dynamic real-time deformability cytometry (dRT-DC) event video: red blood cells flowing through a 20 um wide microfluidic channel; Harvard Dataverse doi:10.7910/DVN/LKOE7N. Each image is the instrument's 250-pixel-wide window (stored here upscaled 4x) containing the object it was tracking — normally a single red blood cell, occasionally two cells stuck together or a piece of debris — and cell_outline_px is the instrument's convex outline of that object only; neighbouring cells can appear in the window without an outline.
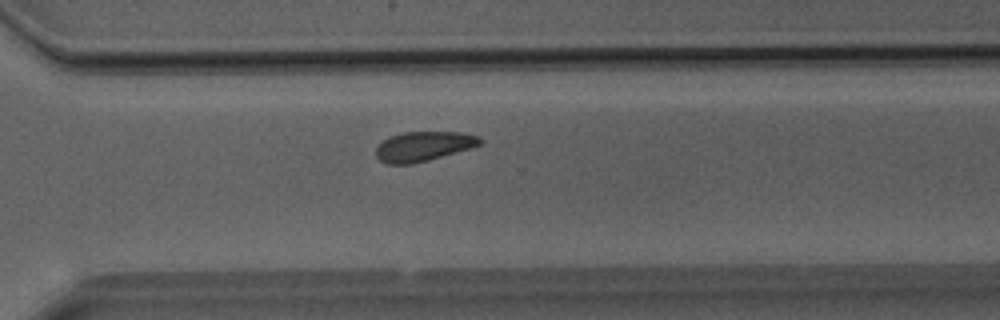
{"species": "Egyptian fruit bat (a non-hibernating species)", "species_latin": "Rousettus aegyptiacus", "temperature_condition": "room temperature", "stored_images_in_passage": 28, "camera_frame_rate_fps": 3000, "um_per_image_px": 0.085, "animal": {"sex": "male"}, "frame": {"image": 1, "passage_image": 17, "time_ms": 5.333, "image_size_px": [1000, 320], "cell_outline_px": [[484, 144], [472, 148], [428, 160], [412, 164], [384, 164], [376, 156], [376, 148], [384, 140], [392, 136], [404, 132], [460, 132], [480, 136], [484, 140]], "centroid_in_image_um": [36.06, 12.44], "position_along_channel_um": 334.5, "area_um2": 18.09}}
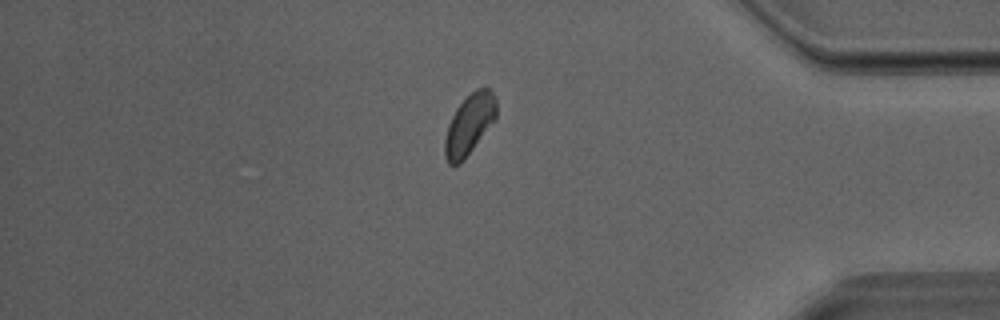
{"frame": {"image": 2, "passage_image": 22, "time_ms": 7.0, "image_size_px": [1000, 320], "cell_outline_px": [[496, 120], [464, 160], [460, 164], [448, 164], [444, 156], [444, 140], [448, 124], [456, 108], [476, 88], [484, 84], [492, 92], [496, 100]], "centroid_in_image_um": [39.9, 10.58], "position_along_channel_um": 395.3, "area_um2": 18.38}}
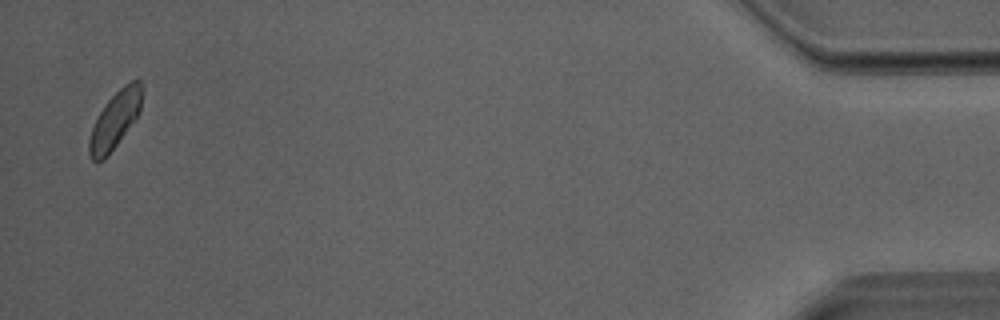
{"frame": {"image": 3, "passage_image": 27, "time_ms": 8.667, "image_size_px": [1000, 320], "cell_outline_px": [[144, 92], [140, 112], [136, 120], [104, 160], [96, 164], [88, 156], [88, 140], [92, 128], [104, 104], [124, 84], [132, 80], [140, 80], [144, 88]], "centroid_in_image_um": [9.8, 10.2], "position_along_channel_um": 425.4, "area_um2": 17.98}}